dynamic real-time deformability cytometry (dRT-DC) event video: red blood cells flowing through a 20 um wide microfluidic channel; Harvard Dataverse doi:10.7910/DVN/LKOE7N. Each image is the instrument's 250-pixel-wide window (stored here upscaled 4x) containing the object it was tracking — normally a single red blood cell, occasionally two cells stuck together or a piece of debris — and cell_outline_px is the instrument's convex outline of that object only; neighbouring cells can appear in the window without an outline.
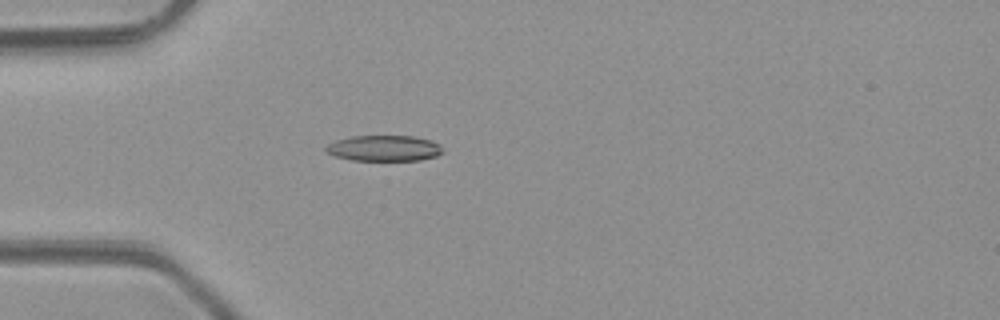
{"species": "common noctule bat (a hibernating species)", "species_latin": "Nyctalus noctula", "temperature_condition": "room temperature", "stored_images_in_passage": 4, "camera_frame_rate_fps": 3000, "um_per_image_px": 0.085, "animal": {"sex": "male", "body_mass_g": 23.1, "forearm_length_mm": 52.7}, "frame": {"image": 1, "passage_image": 4, "time_ms": 4.333, "image_size_px": [1000, 320], "cell_outline_px": [[444, 152], [436, 156], [420, 160], [352, 160], [336, 156], [328, 152], [324, 148], [328, 144], [336, 140], [352, 136], [412, 136], [432, 140], [440, 144]], "centroid_in_image_um": [32.68, 12.59], "position_along_channel_um": 52.3, "area_um2": 17.51}}